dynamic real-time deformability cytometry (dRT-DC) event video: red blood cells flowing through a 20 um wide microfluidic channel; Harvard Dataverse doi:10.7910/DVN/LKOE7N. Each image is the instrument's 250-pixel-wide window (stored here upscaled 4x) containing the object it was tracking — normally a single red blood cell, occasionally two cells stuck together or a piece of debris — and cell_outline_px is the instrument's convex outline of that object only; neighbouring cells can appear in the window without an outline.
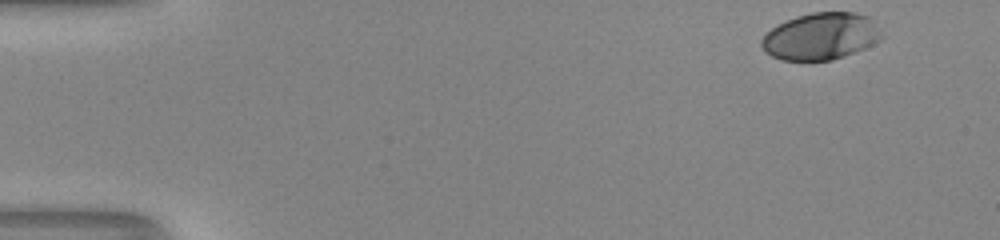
{"species": "human", "species_latin": "Homo sapiens", "temperature_condition": "room temperature", "stored_images_in_passage": 42, "camera_frame_rate_fps": 3000, "um_per_image_px": 0.085, "donor": {"sex": "male"}, "frame": {"image": 1, "passage_image": 1, "time_ms": 0.0, "image_size_px": [1000, 240], "cell_outline_px": [[884, 36], [880, 40], [864, 48], [844, 56], [832, 60], [780, 60], [764, 52], [760, 44], [760, 40], [776, 24], [796, 16], [812, 12], [852, 12], [868, 16], [872, 20]], "centroid_in_image_um": [69.74, 3.08], "position_along_channel_um": 15.3, "area_um2": 32.89}}
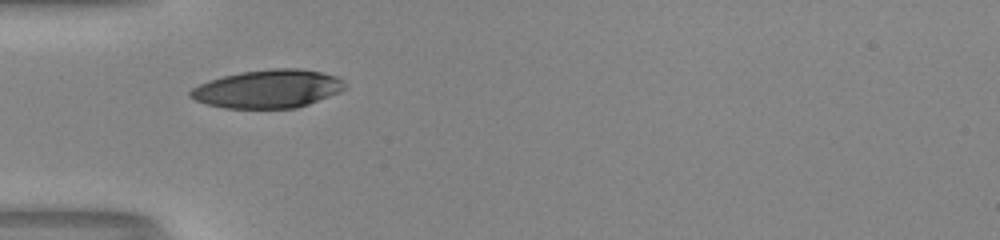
{"frame": {"image": 2, "passage_image": 15, "time_ms": 4.667, "image_size_px": [1000, 240], "cell_outline_px": [[344, 88], [340, 92], [308, 104], [296, 108], [224, 108], [208, 104], [196, 100], [188, 96], [188, 92], [192, 88], [208, 80], [240, 72], [272, 68], [300, 68], [320, 72], [336, 76], [344, 80]], "centroid_in_image_um": [22.76, 7.55], "position_along_channel_um": 62.2, "area_um2": 34.39}}
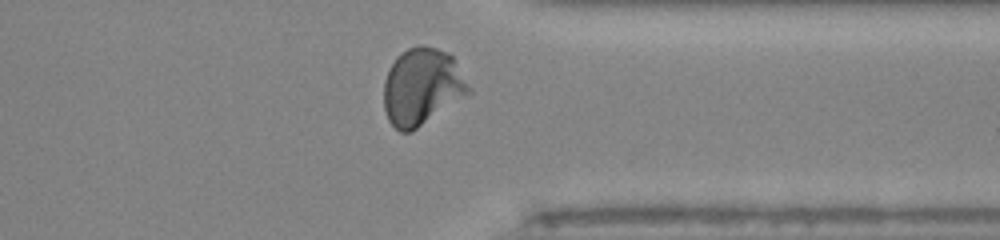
{"frame": {"image": 3, "passage_image": 39, "time_ms": 12.667, "image_size_px": [1000, 240], "cell_outline_px": [[472, 92], [468, 96], [412, 132], [400, 132], [388, 120], [384, 108], [384, 80], [396, 56], [408, 48], [420, 44], [424, 44], [448, 52], [452, 56], [472, 88]], "centroid_in_image_um": [35.9, 7.38], "position_along_channel_um": 375.5, "area_um2": 38.55}, "authors_computed_cell_mechanics": {"area_um2": 34.5933, "velocity_mm_per_s": 3.9938, "shape_relaxation_time_tau1_ms": 3.9351, "shape_relaxation_time_tau2_ms": null, "deformation_change_tau1": 0.1823, "deformation_change_tau2": null}}